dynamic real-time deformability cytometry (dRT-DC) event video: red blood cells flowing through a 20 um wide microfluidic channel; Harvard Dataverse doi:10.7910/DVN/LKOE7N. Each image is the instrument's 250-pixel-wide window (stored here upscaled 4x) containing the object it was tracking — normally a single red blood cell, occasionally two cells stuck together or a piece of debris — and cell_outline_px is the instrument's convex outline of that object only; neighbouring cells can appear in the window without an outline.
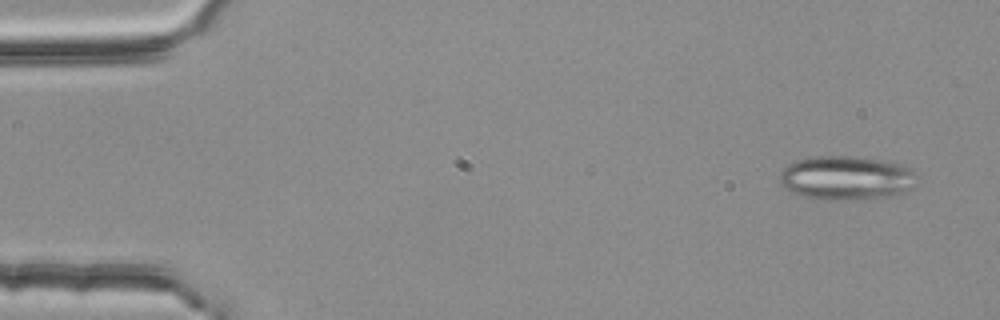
{"species": "common noctule bat (a hibernating species)", "species_latin": "Nyctalus noctula", "temperature_condition": "room temperature", "stored_images_in_passage": 54, "segment_of_instrument_passage": [1, 2], "camera_frame_rate_fps": 3000, "um_per_image_px": 0.085, "animal": {"sex": "female", "body_mass_g": 25.1}, "frame": {"image": 1, "passage_image": 3, "time_ms": 0.667, "image_size_px": [1000, 320], "cell_outline_px": [[912, 172], [908, 188], [904, 192], [888, 196], [800, 196], [784, 188], [780, 184], [780, 172], [788, 164], [796, 160], [812, 156], [852, 156], [888, 160], [900, 164], [908, 168]], "centroid_in_image_um": [71.82, 15.03], "position_along_channel_um": 13.2, "area_um2": 33.23}}